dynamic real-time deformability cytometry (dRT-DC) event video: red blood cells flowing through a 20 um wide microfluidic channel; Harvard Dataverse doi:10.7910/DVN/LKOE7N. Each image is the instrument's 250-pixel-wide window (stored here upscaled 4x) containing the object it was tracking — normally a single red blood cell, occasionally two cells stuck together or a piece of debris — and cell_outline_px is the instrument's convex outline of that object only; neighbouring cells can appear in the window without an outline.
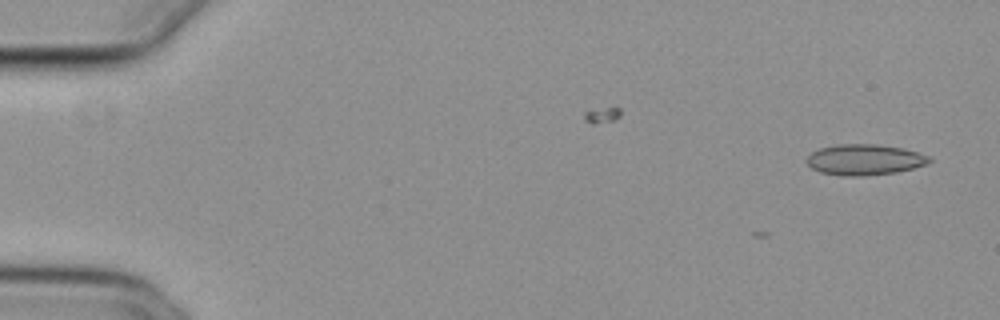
{"species": "common noctule bat (a hibernating species)", "species_latin": "Nyctalus noctula", "temperature_condition": "cold", "stored_images_in_passage": 2, "camera_frame_rate_fps": 3000, "um_per_image_px": 0.085, "animal": {"sex": "female", "body_mass_g": 29.2, "forearm_length_mm": 56.3}, "frame": {"image": 1, "passage_image": 2, "time_ms": 0.333, "image_size_px": [1000, 320], "cell_outline_px": [[932, 160], [928, 164], [896, 172], [864, 176], [840, 176], [820, 172], [812, 168], [804, 160], [812, 152], [820, 148], [840, 144], [876, 144], [904, 148], [932, 156]], "centroid_in_image_um": [73.51, 13.57], "position_along_channel_um": 11.5, "area_um2": 22.2}}